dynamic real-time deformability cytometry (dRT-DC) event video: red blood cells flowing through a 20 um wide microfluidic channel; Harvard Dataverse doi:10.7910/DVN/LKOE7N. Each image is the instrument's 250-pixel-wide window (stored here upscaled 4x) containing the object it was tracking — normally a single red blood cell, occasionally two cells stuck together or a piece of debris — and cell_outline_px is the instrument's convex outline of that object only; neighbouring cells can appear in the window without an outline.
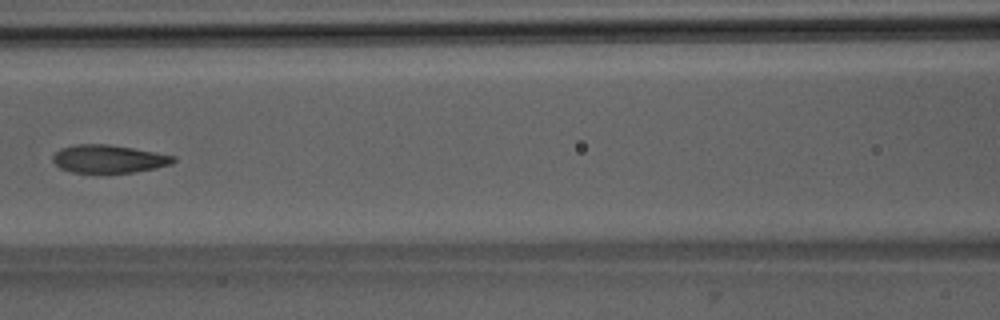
{"species": "Egyptian fruit bat (a non-hibernating species)", "species_latin": "Rousettus aegyptiacus", "temperature_condition": "room temperature", "stored_images_in_passage": 10, "camera_frame_rate_fps": 3000, "um_per_image_px": 0.085, "animal": {"sex": "male"}, "frame": {"image": 1, "passage_image": 9, "time_ms": 9.333, "image_size_px": [1000, 320], "cell_outline_px": [[176, 160], [172, 164], [156, 168], [132, 172], [72, 172], [60, 168], [52, 160], [52, 156], [60, 148], [76, 144], [108, 144], [132, 148], [176, 156]], "centroid_in_image_um": [9.23, 13.5], "position_along_channel_um": 157.4, "area_um2": 19.54}}